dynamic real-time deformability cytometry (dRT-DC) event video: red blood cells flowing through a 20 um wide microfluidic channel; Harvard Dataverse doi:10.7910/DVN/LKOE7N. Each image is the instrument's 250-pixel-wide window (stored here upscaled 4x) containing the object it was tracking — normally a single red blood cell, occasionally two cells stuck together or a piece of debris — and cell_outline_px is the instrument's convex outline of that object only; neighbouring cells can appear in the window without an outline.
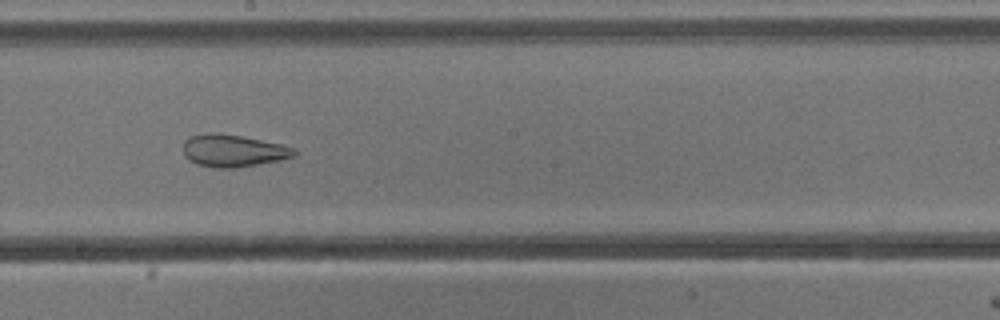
{"species": "common noctule bat (a hibernating species)", "species_latin": "Nyctalus noctula", "temperature_condition": "cold", "stored_images_in_passage": 41, "camera_frame_rate_fps": 3000, "um_per_image_px": 0.085, "animal": {"sex": "male", "body_mass_g": 13.3}, "frame": {"image": 1, "passage_image": 29, "time_ms": 9.333, "image_size_px": [1000, 320], "cell_outline_px": [[296, 156], [280, 160], [236, 168], [216, 168], [196, 164], [188, 160], [184, 156], [184, 140], [188, 136], [208, 132], [216, 132], [244, 136], [280, 144], [292, 148], [296, 152]], "centroid_in_image_um": [19.77, 12.8], "position_along_channel_um": 228.4, "area_um2": 21.1}}
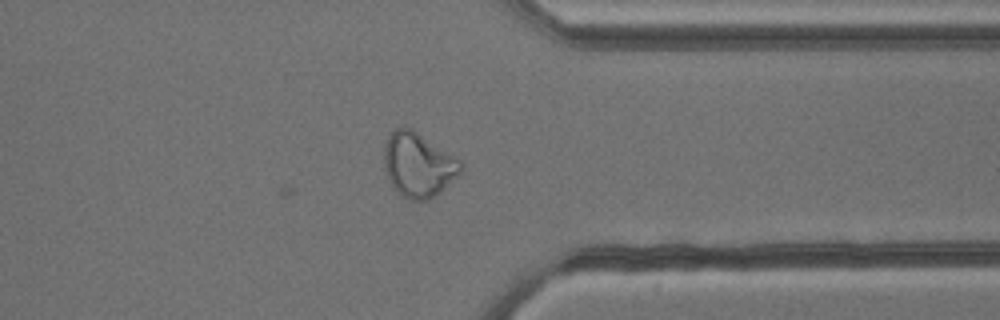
{"frame": {"image": 2, "passage_image": 41, "time_ms": 13.333, "image_size_px": [1000, 320], "cell_outline_px": [[464, 168], [456, 176], [428, 200], [408, 200], [392, 184], [384, 168], [384, 144], [388, 136], [396, 128], [412, 128], [460, 160], [464, 164]], "centroid_in_image_um": [35.54, 13.98], "position_along_channel_um": 375.9, "area_um2": 28.15}, "authors_computed_cell_mechanics": {"area_um2": 24.854, "velocity_mm_per_s": 3.8323, "shape_relaxation_time_tau1_ms": null, "shape_relaxation_time_tau2_ms": 1.9621, "deformation_change_tau1": null, "deformation_change_tau2": 0.0959}}